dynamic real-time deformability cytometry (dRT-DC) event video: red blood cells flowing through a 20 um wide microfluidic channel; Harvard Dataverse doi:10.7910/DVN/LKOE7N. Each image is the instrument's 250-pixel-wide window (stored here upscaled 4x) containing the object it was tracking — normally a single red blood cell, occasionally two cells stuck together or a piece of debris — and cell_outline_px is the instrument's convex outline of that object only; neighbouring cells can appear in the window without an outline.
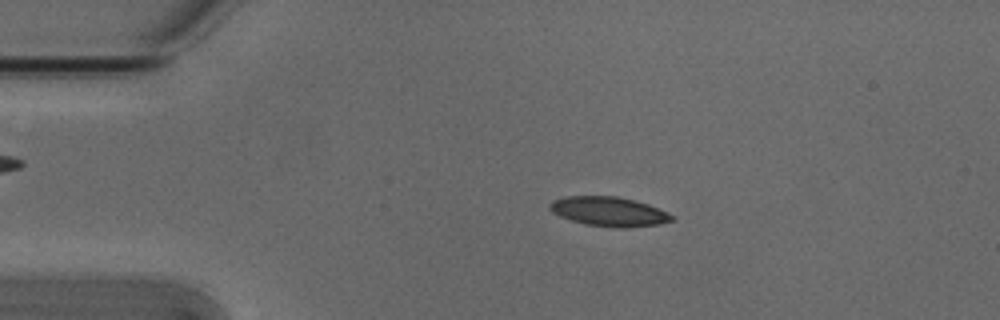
{"species": "Egyptian fruit bat (a non-hibernating species)", "species_latin": "Rousettus aegyptiacus", "temperature_condition": "cold", "stored_images_in_passage": 52, "camera_frame_rate_fps": 3000, "um_per_image_px": 0.085, "animal": {"sex": "male"}, "frame": {"image": 1, "passage_image": 10, "time_ms": 3.0, "image_size_px": [1000, 320], "cell_outline_px": [[672, 220], [660, 224], [624, 228], [620, 228], [584, 224], [560, 216], [552, 212], [548, 208], [548, 204], [552, 200], [564, 196], [616, 196], [648, 204], [668, 212], [672, 216]], "centroid_in_image_um": [51.71, 17.97], "position_along_channel_um": 33.3, "area_um2": 20.87}}
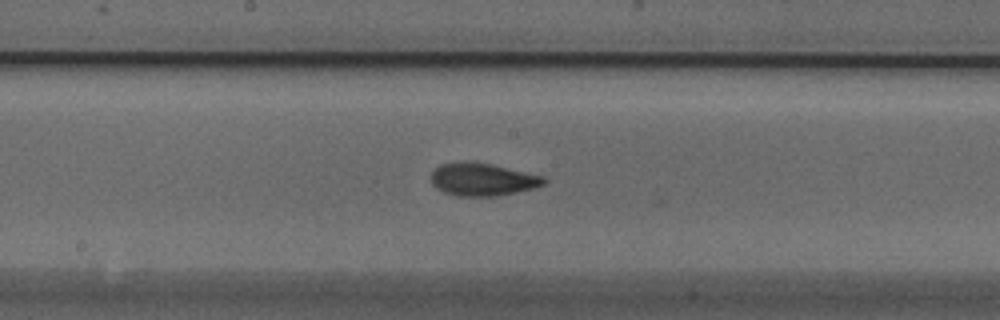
{"frame": {"image": 2, "passage_image": 27, "time_ms": 8.667, "image_size_px": [1000, 320], "cell_outline_px": [[548, 180], [544, 184], [532, 188], [516, 192], [496, 196], [460, 196], [444, 192], [436, 188], [432, 184], [432, 172], [440, 164], [460, 160], [472, 160], [492, 164], [544, 176]], "centroid_in_image_um": [41.0, 15.22], "position_along_channel_um": 207.2, "area_um2": 21.73}}
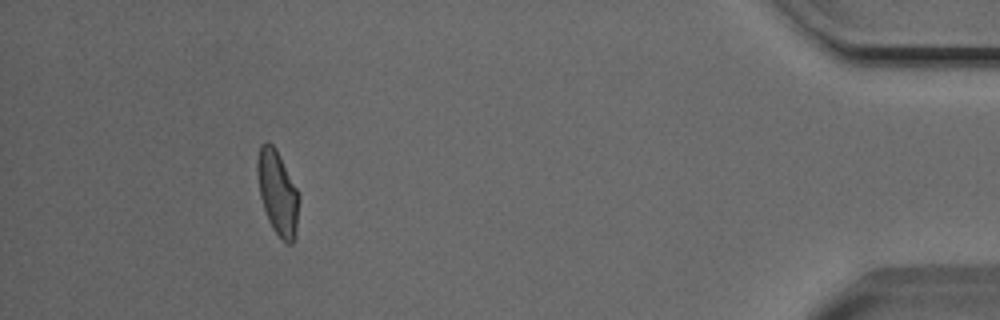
{"frame": {"image": 3, "passage_image": 48, "time_ms": 15.667, "image_size_px": [1000, 320], "cell_outline_px": [[300, 200], [296, 232], [292, 244], [284, 244], [280, 240], [272, 228], [268, 220], [260, 196], [256, 172], [256, 164], [260, 144], [264, 140], [272, 144], [276, 148], [300, 192]], "centroid_in_image_um": [23.61, 16.38], "position_along_channel_um": 411.6, "area_um2": 21.1}, "authors_computed_cell_mechanics": {"area_um2": 20.519, "velocity_mm_per_s": 3.8311, "shape_relaxation_time_tau1_ms": 4.7646, "shape_relaxation_time_tau2_ms": 2.6697, "deformation_change_tau1": 0.1483, "deformation_change_tau2": 0.0777}}